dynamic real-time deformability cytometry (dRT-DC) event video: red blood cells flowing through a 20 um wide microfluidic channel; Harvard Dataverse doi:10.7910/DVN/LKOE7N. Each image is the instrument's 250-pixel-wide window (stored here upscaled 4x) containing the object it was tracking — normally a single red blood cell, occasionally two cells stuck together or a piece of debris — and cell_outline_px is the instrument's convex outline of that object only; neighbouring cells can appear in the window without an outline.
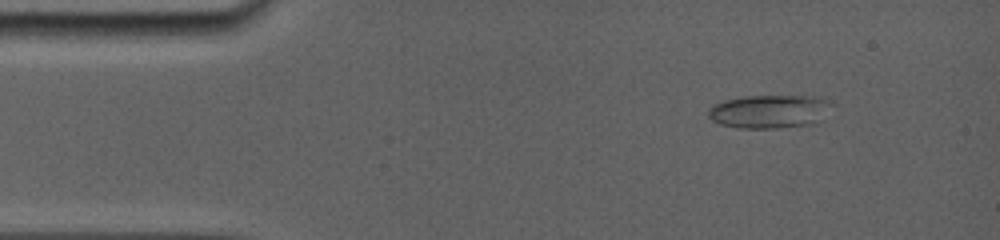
{"species": "common noctule bat (a hibernating species)", "species_latin": "Nyctalus noctula", "temperature_condition": "room temperature", "stored_images_in_passage": 11, "camera_frame_rate_fps": 5000, "um_per_image_px": 0.085, "animal": {"sex": "female", "body_mass_g": 19.0, "forearm_length_mm": 56.7}, "frame": {"image": 1, "passage_image": 4, "time_ms": 1.4, "image_size_px": [1000, 240], "cell_outline_px": [[832, 104], [816, 120], [808, 124], [776, 128], [736, 128], [720, 124], [712, 120], [708, 116], [708, 108], [712, 104], [724, 100], [744, 96], [824, 96], [832, 100]], "centroid_in_image_um": [65.33, 9.45], "position_along_channel_um": 19.7, "area_um2": 23.93}}
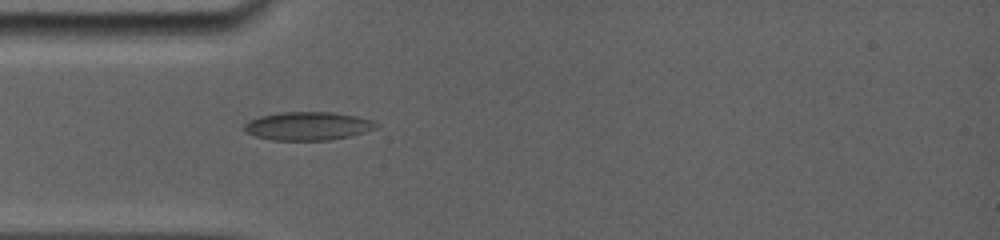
{"frame": {"image": 2, "passage_image": 10, "time_ms": 4.2, "image_size_px": [1000, 240], "cell_outline_px": [[380, 124], [376, 128], [364, 132], [348, 136], [328, 140], [272, 140], [256, 136], [244, 132], [244, 124], [248, 120], [260, 116], [280, 112], [332, 112], [356, 116], [372, 120]], "centroid_in_image_um": [26.14, 10.7], "position_along_channel_um": 58.9, "area_um2": 21.79}}